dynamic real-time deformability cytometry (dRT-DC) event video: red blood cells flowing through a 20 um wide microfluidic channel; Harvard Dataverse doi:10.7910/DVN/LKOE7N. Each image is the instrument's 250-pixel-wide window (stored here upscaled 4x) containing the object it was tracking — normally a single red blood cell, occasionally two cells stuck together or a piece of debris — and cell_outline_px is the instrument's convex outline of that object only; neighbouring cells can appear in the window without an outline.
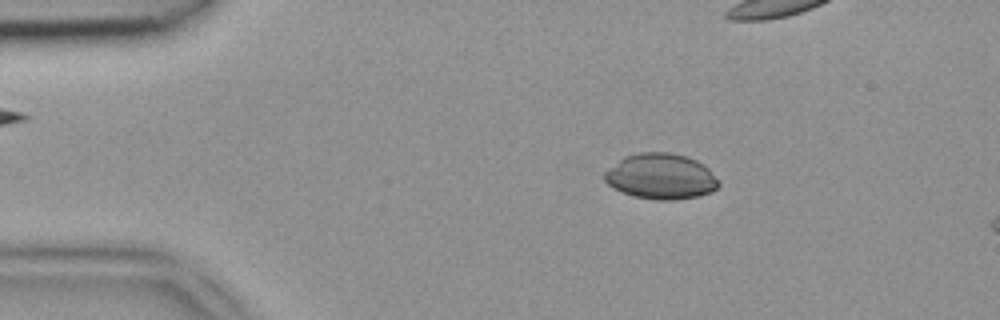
{"species": "common noctule bat (a hibernating species)", "species_latin": "Nyctalus noctula", "temperature_condition": "room temperature", "stored_images_in_passage": 5, "camera_frame_rate_fps": 3000, "um_per_image_px": 0.085, "animal": {"sex": "female", "body_mass_g": 18.4}, "frame": {"image": 1, "passage_image": 2, "time_ms": 0.333, "image_size_px": [1000, 320], "cell_outline_px": [[720, 184], [716, 188], [708, 192], [696, 196], [676, 200], [660, 200], [636, 196], [612, 188], [604, 180], [604, 172], [624, 156], [636, 152], [668, 152], [688, 156], [704, 164], [720, 180]], "centroid_in_image_um": [56.18, 14.97], "position_along_channel_um": 28.8, "area_um2": 30.35}}